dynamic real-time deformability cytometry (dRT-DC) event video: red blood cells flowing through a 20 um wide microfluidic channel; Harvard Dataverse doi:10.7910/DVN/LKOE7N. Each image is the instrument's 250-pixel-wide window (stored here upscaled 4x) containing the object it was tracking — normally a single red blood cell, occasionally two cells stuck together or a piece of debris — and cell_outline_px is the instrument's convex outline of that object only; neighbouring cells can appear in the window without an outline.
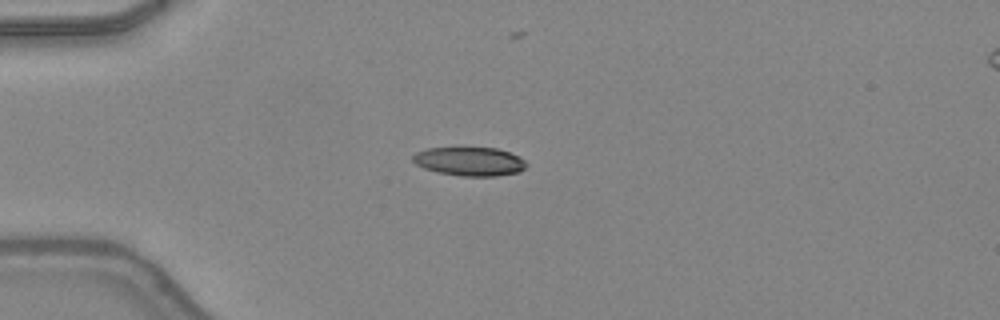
{"species": "common noctule bat (a hibernating species)", "species_latin": "Nyctalus noctula", "temperature_condition": "warm", "stored_images_in_passage": 46, "camera_frame_rate_fps": 3000, "um_per_image_px": 0.085, "animal": {"sex": "female", "body_mass_g": 24.6, "forearm_length_mm": 56.2}, "frame": {"image": 1, "passage_image": 11, "time_ms": 3.333, "image_size_px": [1000, 320], "cell_outline_px": [[528, 164], [520, 172], [496, 176], [460, 176], [436, 172], [424, 168], [416, 164], [412, 160], [412, 156], [416, 152], [428, 148], [496, 148], [520, 156]], "centroid_in_image_um": [39.92, 13.73], "position_along_channel_um": 45.1, "area_um2": 19.07}}
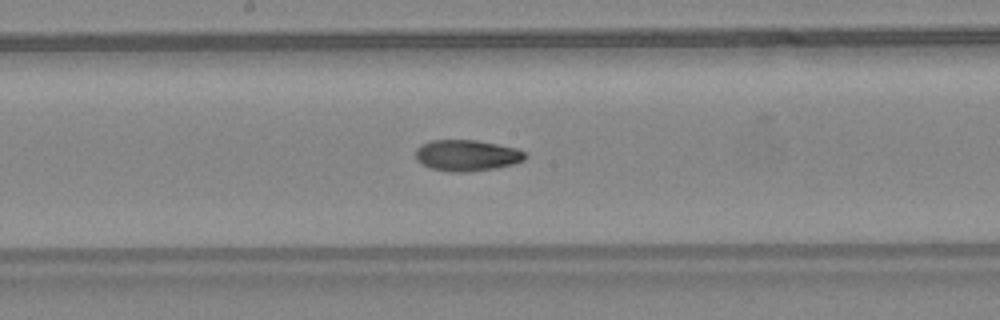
{"frame": {"image": 2, "passage_image": 24, "time_ms": 7.667, "image_size_px": [1000, 320], "cell_outline_px": [[528, 156], [524, 160], [512, 164], [496, 168], [468, 172], [452, 172], [428, 168], [416, 160], [416, 148], [420, 144], [432, 140], [476, 140], [516, 148], [524, 152]], "centroid_in_image_um": [39.65, 13.21], "position_along_channel_um": 208.5, "area_um2": 20.0}}
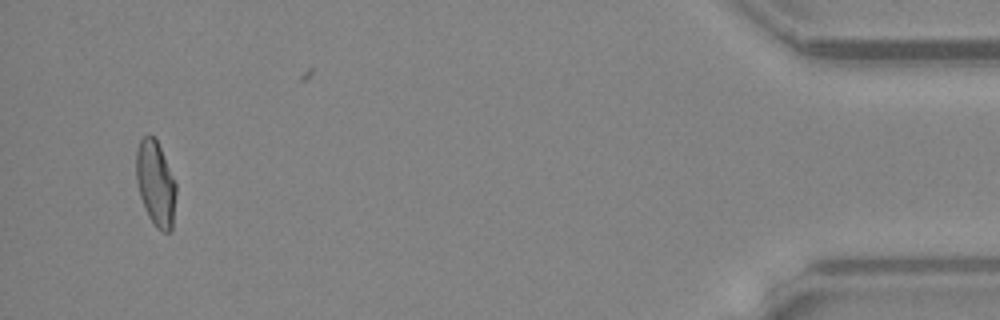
{"frame": {"image": 3, "passage_image": 44, "time_ms": 14.333, "image_size_px": [1000, 320], "cell_outline_px": [[176, 192], [172, 228], [168, 232], [164, 232], [156, 228], [148, 216], [140, 196], [136, 180], [136, 152], [140, 140], [144, 136], [152, 136], [156, 140], [160, 148], [176, 184]], "centroid_in_image_um": [13.22, 15.63], "position_along_channel_um": 422.0, "area_um2": 19.48}, "authors_computed_cell_mechanics": {"area_um2": 19.7676, "velocity_mm_per_s": 4.3651, "shape_relaxation_time_tau1_ms": null, "shape_relaxation_time_tau2_ms": 1.5246, "deformation_change_tau1": null, "deformation_change_tau2": 0.0691}}